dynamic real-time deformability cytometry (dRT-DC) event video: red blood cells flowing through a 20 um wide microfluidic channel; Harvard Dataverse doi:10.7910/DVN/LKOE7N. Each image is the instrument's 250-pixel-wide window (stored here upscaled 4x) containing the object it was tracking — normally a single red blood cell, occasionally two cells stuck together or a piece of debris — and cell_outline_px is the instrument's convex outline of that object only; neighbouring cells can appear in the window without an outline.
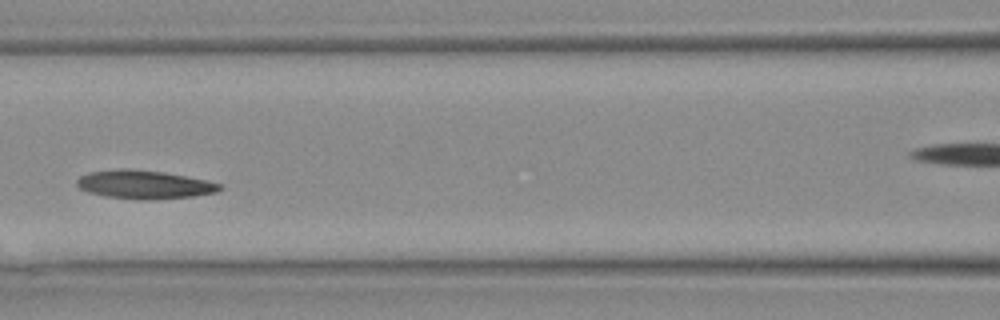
{"species": "Egyptian fruit bat (a non-hibernating species)", "species_latin": "Rousettus aegyptiacus", "temperature_condition": "warm", "stored_images_in_passage": 19, "camera_frame_rate_fps": 3000, "um_per_image_px": 0.085, "animal": {"sex": "female"}, "frame": {"image": 1, "passage_image": 6, "time_ms": 1.667, "image_size_px": [1000, 320], "cell_outline_px": [[224, 188], [216, 192], [192, 196], [148, 200], [140, 200], [108, 196], [88, 192], [80, 188], [76, 184], [76, 180], [80, 176], [88, 172], [120, 168], [128, 168], [164, 172], [224, 184]], "centroid_in_image_um": [12.26, 15.68], "position_along_channel_um": 154.3, "area_um2": 23.7}}
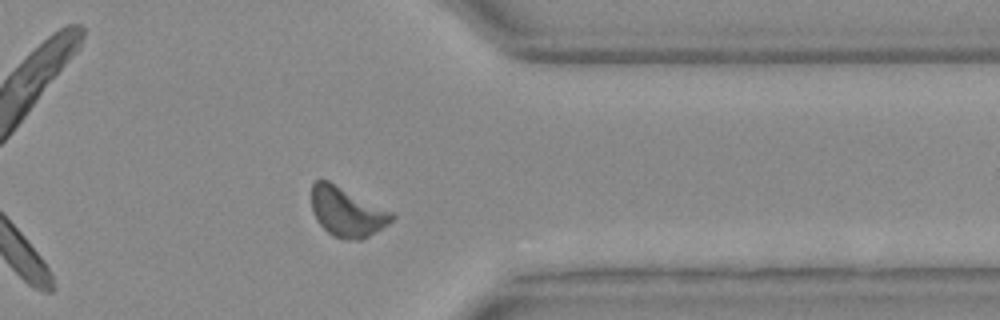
{"frame": {"image": 2, "passage_image": 16, "time_ms": 5.0, "image_size_px": [1000, 320], "cell_outline_px": [[396, 216], [388, 224], [368, 236], [360, 240], [348, 240], [332, 236], [316, 220], [312, 212], [312, 184], [316, 180], [328, 180], [392, 212]], "centroid_in_image_um": [29.47, 18.02], "position_along_channel_um": 381.9, "area_um2": 22.95}}